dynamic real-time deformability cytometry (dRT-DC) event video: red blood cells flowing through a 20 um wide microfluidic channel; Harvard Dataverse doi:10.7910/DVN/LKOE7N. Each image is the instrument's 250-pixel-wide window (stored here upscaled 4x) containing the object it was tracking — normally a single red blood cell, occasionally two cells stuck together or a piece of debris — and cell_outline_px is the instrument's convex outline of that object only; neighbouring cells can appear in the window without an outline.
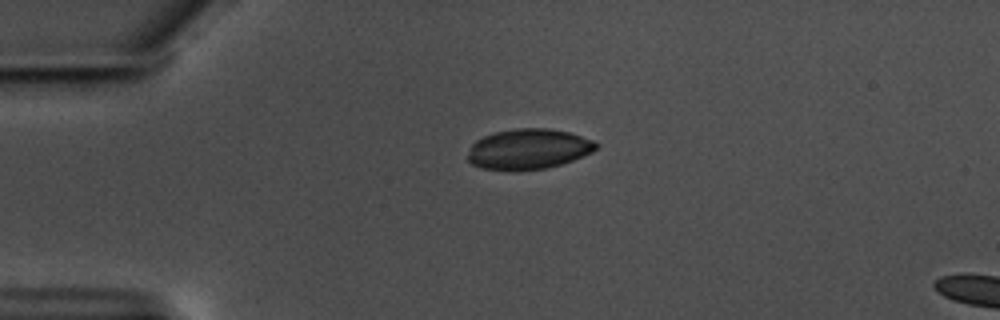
{"species": "common noctule bat (a hibernating species)", "species_latin": "Nyctalus noctula", "temperature_condition": "warm", "stored_images_in_passage": 5, "camera_frame_rate_fps": 3000, "um_per_image_px": 0.085, "animal": {"sex": "male", "body_mass_g": 17.5, "forearm_length_mm": 52.3}, "frame": {"image": 1, "passage_image": 1, "time_ms": 0.0, "image_size_px": [1000, 320], "cell_outline_px": [[600, 144], [592, 152], [572, 160], [560, 164], [544, 168], [480, 168], [472, 164], [468, 160], [468, 152], [472, 144], [476, 140], [484, 136], [496, 132], [516, 128], [548, 128], [568, 132], [592, 140]], "centroid_in_image_um": [44.92, 12.63], "position_along_channel_um": 40.1, "area_um2": 29.36}}